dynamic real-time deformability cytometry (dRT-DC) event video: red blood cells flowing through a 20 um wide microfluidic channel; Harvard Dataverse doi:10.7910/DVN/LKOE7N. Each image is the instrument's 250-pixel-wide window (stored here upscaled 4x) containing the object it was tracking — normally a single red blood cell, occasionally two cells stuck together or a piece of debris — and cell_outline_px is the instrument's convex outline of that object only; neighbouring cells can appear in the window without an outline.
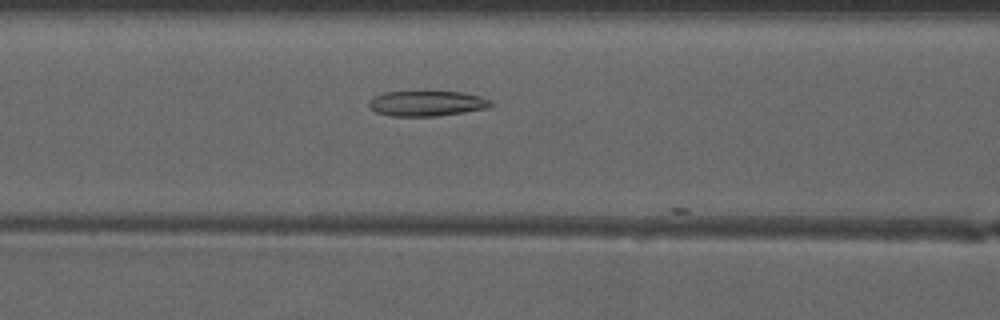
{"species": "common noctule bat (a hibernating species)", "species_latin": "Nyctalus noctula", "temperature_condition": "warm", "stored_images_in_passage": 43, "camera_frame_rate_fps": 3000, "um_per_image_px": 0.085, "animal": {"sex": "male", "forearm_length_mm": 52.5}, "frame": {"image": 1, "passage_image": 15, "time_ms": 4.667, "image_size_px": [1000, 320], "cell_outline_px": [[496, 104], [488, 108], [464, 112], [436, 116], [392, 116], [376, 112], [368, 108], [368, 100], [384, 92], [460, 92], [480, 96]], "centroid_in_image_um": [36.26, 8.8], "position_along_channel_um": 130.3, "area_um2": 17.92}}
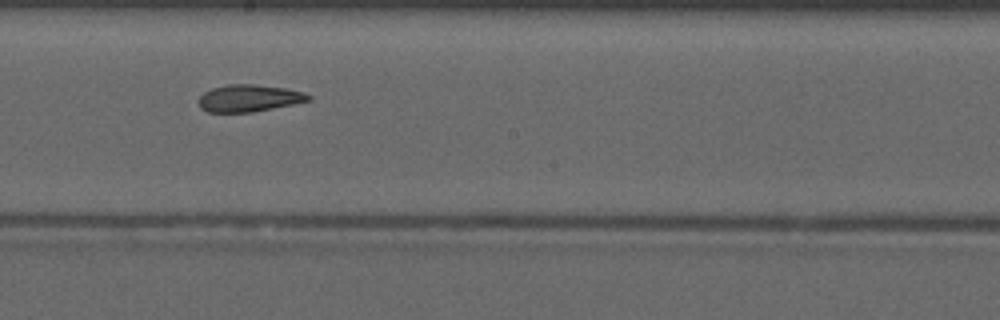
{"frame": {"image": 2, "passage_image": 22, "time_ms": 7.0, "image_size_px": [1000, 320], "cell_outline_px": [[312, 100], [252, 112], [208, 112], [200, 108], [196, 100], [204, 92], [212, 88], [228, 84], [256, 84], [288, 88], [304, 92], [312, 96]], "centroid_in_image_um": [21.16, 8.33], "position_along_channel_um": 227.0, "area_um2": 17.51}}
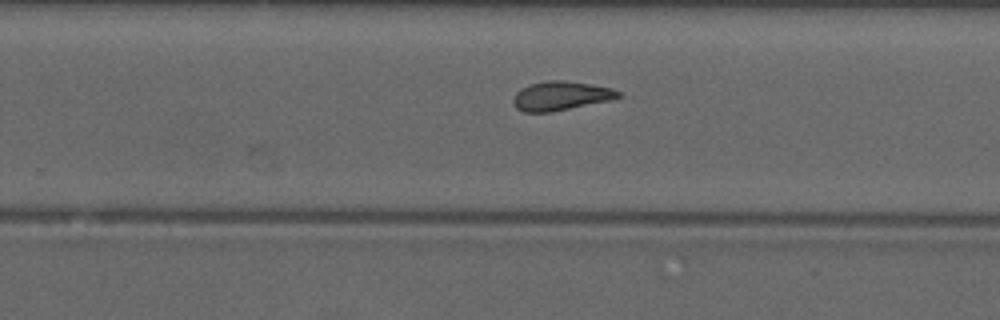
{"frame": {"image": 3, "passage_image": 26, "time_ms": 8.333, "image_size_px": [1000, 320], "cell_outline_px": [[620, 96], [612, 100], [552, 112], [524, 112], [516, 108], [512, 104], [512, 100], [516, 92], [520, 88], [532, 84], [548, 80], [564, 80], [612, 88], [620, 92]], "centroid_in_image_um": [47.64, 8.16], "position_along_channel_um": 282.2, "area_um2": 17.8}, "authors_computed_cell_mechanics": {"area_um2": 18.2648, "velocity_mm_per_s": 4.1509, "shape_relaxation_time_tau1_ms": null, "shape_relaxation_time_tau2_ms": 3.5193, "deformation_change_tau1": null, "deformation_change_tau2": 0.1183}}